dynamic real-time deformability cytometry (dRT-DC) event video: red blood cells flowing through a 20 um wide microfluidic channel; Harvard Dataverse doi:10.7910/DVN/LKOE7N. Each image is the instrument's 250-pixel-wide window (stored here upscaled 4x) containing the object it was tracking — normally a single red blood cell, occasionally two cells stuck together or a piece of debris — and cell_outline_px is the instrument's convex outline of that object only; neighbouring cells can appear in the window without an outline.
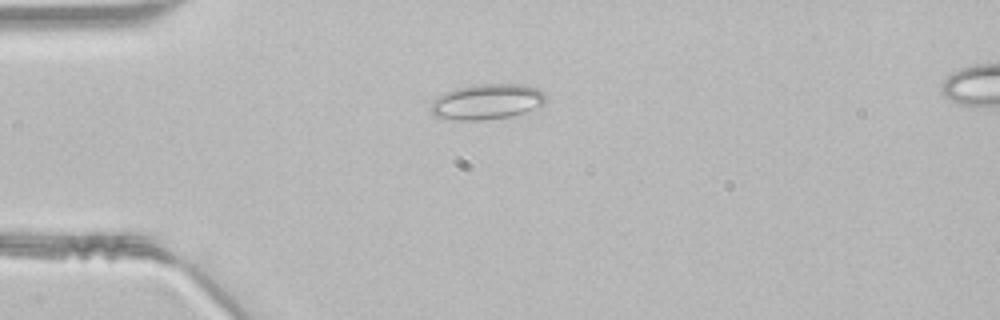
{"species": "common noctule bat (a hibernating species)", "species_latin": "Nyctalus noctula", "temperature_condition": "room temperature", "stored_images_in_passage": 36, "segment_of_instrument_passage": [1, 2], "camera_frame_rate_fps": 3000, "um_per_image_px": 0.085, "animal": {"sex": "male", "body_mass_g": 21.5, "forearm_length_mm": 52.0}, "frame": {"image": 1, "passage_image": 1, "time_ms": 0.0, "image_size_px": [1000, 320], "cell_outline_px": [[544, 104], [524, 112], [508, 116], [480, 120], [460, 120], [436, 116], [432, 112], [432, 104], [444, 92], [452, 88], [476, 84], [524, 84], [536, 88], [544, 92]], "centroid_in_image_um": [41.4, 8.62], "position_along_channel_um": 43.6, "area_um2": 23.35}}
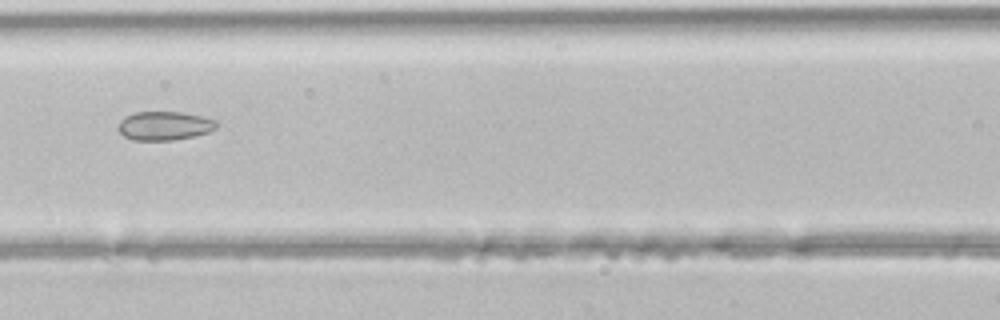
{"frame": {"image": 2, "passage_image": 10, "time_ms": 3.0, "image_size_px": [1000, 320], "cell_outline_px": [[216, 128], [208, 132], [192, 136], [172, 140], [132, 140], [124, 136], [116, 128], [120, 120], [124, 116], [136, 112], [180, 112], [200, 116], [216, 120]], "centroid_in_image_um": [13.92, 10.69], "position_along_channel_um": 152.7, "area_um2": 16.42}}
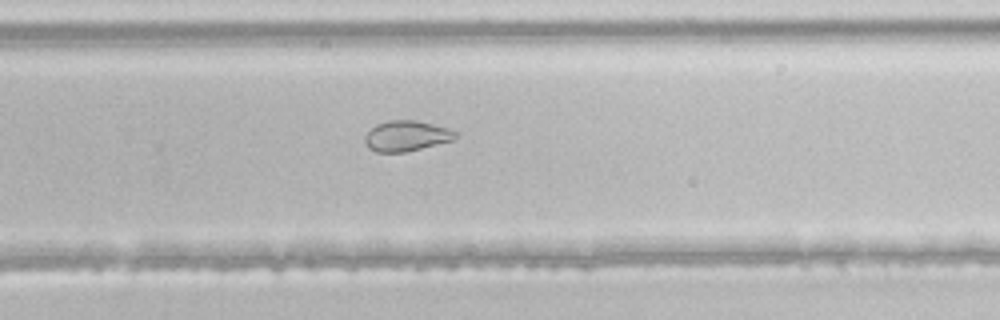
{"frame": {"image": 3, "passage_image": 20, "time_ms": 6.333, "image_size_px": [1000, 320], "cell_outline_px": [[456, 136], [452, 140], [404, 152], [376, 152], [368, 148], [364, 144], [364, 136], [376, 124], [388, 120], [416, 120], [448, 128], [456, 132]], "centroid_in_image_um": [34.48, 11.55], "position_along_channel_um": 295.3, "area_um2": 15.95}}